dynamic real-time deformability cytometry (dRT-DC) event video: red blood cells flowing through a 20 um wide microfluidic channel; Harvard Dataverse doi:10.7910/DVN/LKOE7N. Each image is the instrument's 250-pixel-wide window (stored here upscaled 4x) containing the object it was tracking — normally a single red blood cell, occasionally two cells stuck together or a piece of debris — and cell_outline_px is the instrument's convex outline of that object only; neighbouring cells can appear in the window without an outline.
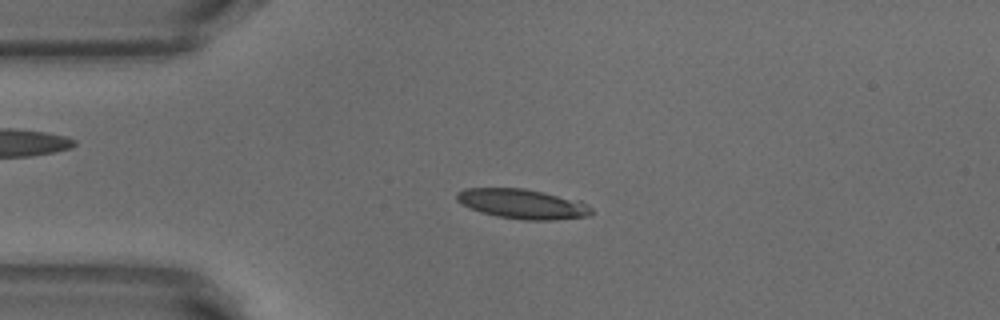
{"species": "common noctule bat (a hibernating species)", "species_latin": "Nyctalus noctula", "temperature_condition": "warm", "stored_images_in_passage": 11, "camera_frame_rate_fps": 3000, "um_per_image_px": 0.085, "animal": {"sex": "male", "body_mass_g": 18.8}, "frame": {"image": 1, "passage_image": 1, "time_ms": 0.0, "image_size_px": [1000, 320], "cell_outline_px": [[592, 212], [588, 216], [552, 220], [524, 220], [496, 216], [480, 212], [460, 204], [456, 200], [456, 192], [464, 188], [524, 188], [544, 192], [580, 200], [588, 204], [592, 208]], "centroid_in_image_um": [44.4, 17.32], "position_along_channel_um": 40.6, "area_um2": 23.58}}
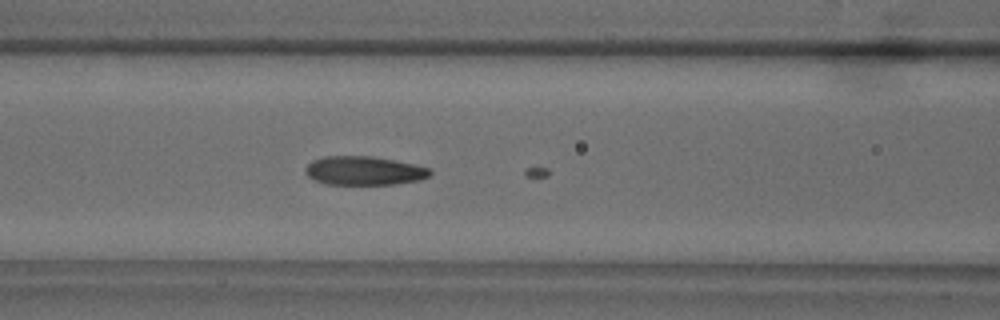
{"frame": {"image": 2, "passage_image": 10, "time_ms": 3.0, "image_size_px": [1000, 320], "cell_outline_px": [[432, 172], [428, 176], [420, 180], [396, 184], [328, 184], [316, 180], [308, 176], [304, 172], [304, 168], [312, 160], [324, 156], [372, 156], [416, 164], [428, 168]], "centroid_in_image_um": [30.94, 14.5], "position_along_channel_um": 135.7, "area_um2": 20.92}}